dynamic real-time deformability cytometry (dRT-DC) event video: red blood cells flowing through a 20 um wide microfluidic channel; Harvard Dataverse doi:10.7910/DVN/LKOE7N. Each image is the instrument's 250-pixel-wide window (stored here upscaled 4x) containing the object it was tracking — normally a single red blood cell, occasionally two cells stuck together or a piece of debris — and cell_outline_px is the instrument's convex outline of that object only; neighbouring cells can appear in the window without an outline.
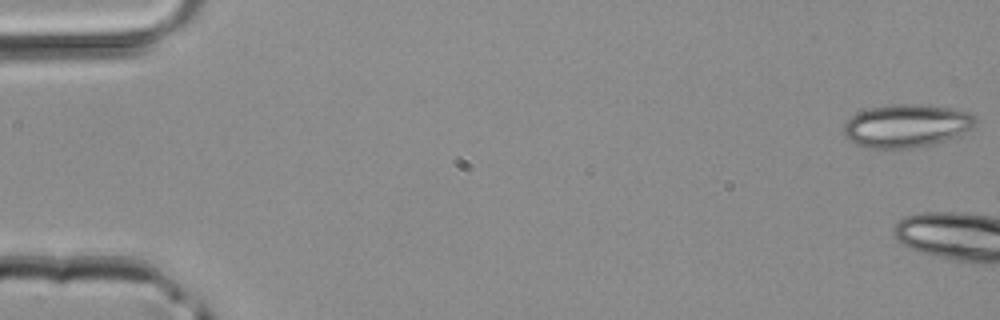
{"species": "common noctule bat (a hibernating species)", "species_latin": "Nyctalus noctula", "temperature_condition": "room temperature", "stored_images_in_passage": 4, "camera_frame_rate_fps": 3000, "um_per_image_px": 0.085, "animal": {"sex": "male", "body_mass_g": 20.4}, "frame": {"image": 1, "passage_image": 1, "time_ms": 0.0, "image_size_px": [1000, 320], "cell_outline_px": [[980, 120], [972, 128], [956, 136], [920, 148], [868, 148], [856, 144], [844, 132], [844, 124], [852, 116], [868, 108], [892, 104], [928, 104], [952, 108], [968, 112], [976, 116]], "centroid_in_image_um": [77.12, 10.68], "position_along_channel_um": 7.9, "area_um2": 33.18}}